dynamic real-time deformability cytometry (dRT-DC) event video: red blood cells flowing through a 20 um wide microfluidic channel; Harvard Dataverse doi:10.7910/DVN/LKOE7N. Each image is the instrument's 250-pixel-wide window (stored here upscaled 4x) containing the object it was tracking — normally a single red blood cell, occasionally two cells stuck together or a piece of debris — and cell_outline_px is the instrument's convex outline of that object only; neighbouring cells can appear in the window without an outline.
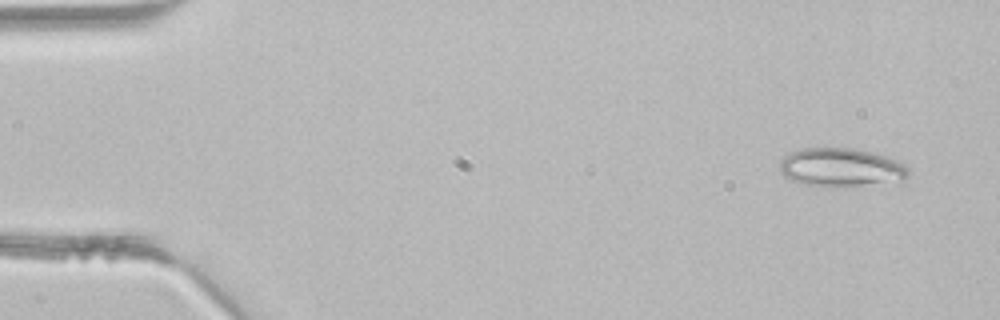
{"species": "common noctule bat (a hibernating species)", "species_latin": "Nyctalus noctula", "temperature_condition": "room temperature", "stored_images_in_passage": 3, "camera_frame_rate_fps": 3000, "um_per_image_px": 0.085, "animal": {"sex": "male", "body_mass_g": 21.5, "forearm_length_mm": 52.0}, "frame": {"image": 1, "passage_image": 1, "time_ms": 0.0, "image_size_px": [1000, 320], "cell_outline_px": [[908, 176], [900, 184], [804, 184], [792, 180], [784, 176], [780, 172], [780, 160], [784, 156], [800, 148], [852, 148], [872, 152], [896, 160], [904, 164], [908, 168]], "centroid_in_image_um": [71.54, 14.21], "position_along_channel_um": 13.5, "area_um2": 28.5}}